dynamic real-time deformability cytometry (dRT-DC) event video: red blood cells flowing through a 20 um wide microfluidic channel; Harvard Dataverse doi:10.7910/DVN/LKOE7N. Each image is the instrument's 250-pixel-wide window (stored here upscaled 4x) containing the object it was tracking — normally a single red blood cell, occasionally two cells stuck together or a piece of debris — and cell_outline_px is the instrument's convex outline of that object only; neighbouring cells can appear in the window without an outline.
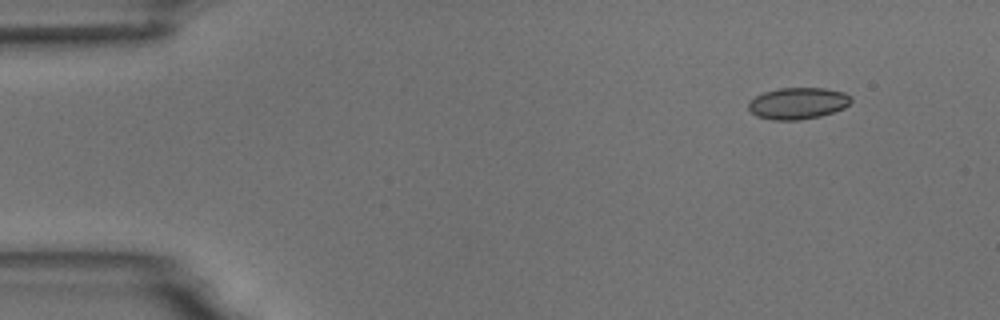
{"species": "common noctule bat (a hibernating species)", "species_latin": "Nyctalus noctula", "temperature_condition": "room temperature", "stored_images_in_passage": 4, "camera_frame_rate_fps": 3000, "um_per_image_px": 0.085, "animal": {"sex": "male", "body_mass_g": 18.8}, "frame": {"image": 1, "passage_image": 1, "time_ms": 0.0, "image_size_px": [1000, 320], "cell_outline_px": [[852, 100], [844, 108], [820, 116], [800, 120], [772, 120], [756, 116], [748, 108], [748, 100], [764, 92], [780, 88], [824, 88], [844, 92], [852, 96]], "centroid_in_image_um": [67.81, 8.78], "position_along_channel_um": 17.2, "area_um2": 18.96}}